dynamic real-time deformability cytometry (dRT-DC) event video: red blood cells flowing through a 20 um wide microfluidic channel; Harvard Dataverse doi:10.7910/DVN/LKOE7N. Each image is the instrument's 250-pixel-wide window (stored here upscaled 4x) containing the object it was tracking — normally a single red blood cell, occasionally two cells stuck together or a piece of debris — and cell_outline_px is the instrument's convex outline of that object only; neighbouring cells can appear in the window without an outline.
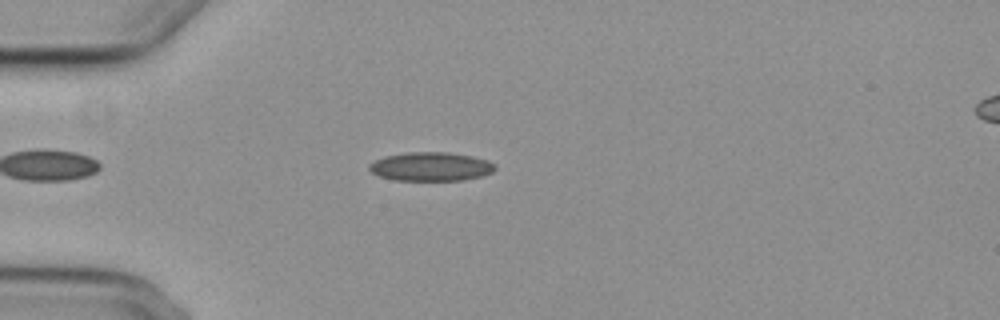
{"species": "common noctule bat (a hibernating species)", "species_latin": "Nyctalus noctula", "temperature_condition": "cold", "stored_images_in_passage": 48, "camera_frame_rate_fps": 3000, "um_per_image_px": 0.085, "animal": {"sex": "female", "body_mass_g": 29.2, "forearm_length_mm": 56.3}, "frame": {"image": 1, "passage_image": 8, "time_ms": 2.333, "image_size_px": [1000, 320], "cell_outline_px": [[496, 168], [492, 172], [480, 176], [464, 180], [392, 180], [380, 176], [372, 172], [368, 168], [368, 164], [384, 156], [408, 152], [448, 152], [472, 156], [488, 160], [496, 164]], "centroid_in_image_um": [36.63, 14.15], "position_along_channel_um": 48.4, "area_um2": 21.15}}
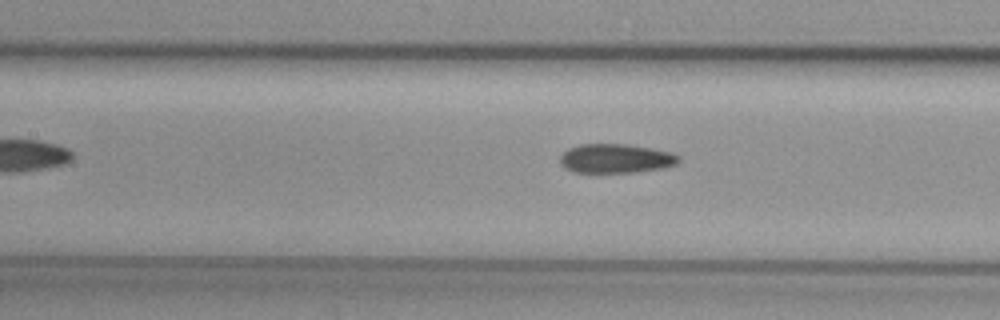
{"frame": {"image": 2, "passage_image": 18, "time_ms": 5.667, "image_size_px": [1000, 320], "cell_outline_px": [[680, 160], [676, 164], [664, 168], [636, 172], [576, 172], [564, 168], [560, 164], [560, 156], [568, 148], [580, 144], [628, 144], [652, 148], [672, 152], [680, 156]], "centroid_in_image_um": [52.36, 13.46], "position_along_channel_um": 155.0, "area_um2": 20.29}}
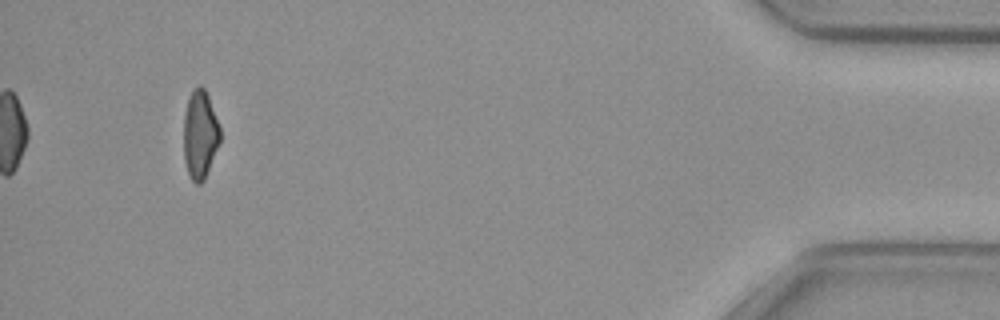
{"frame": {"image": 3, "passage_image": 45, "time_ms": 14.667, "image_size_px": [1000, 320], "cell_outline_px": [[220, 140], [204, 180], [200, 184], [196, 184], [192, 180], [188, 172], [184, 160], [184, 112], [188, 96], [200, 84], [204, 88], [208, 96], [220, 128]], "centroid_in_image_um": [16.98, 11.43], "position_along_channel_um": 418.2, "area_um2": 18.55}, "authors_computed_cell_mechanics": {"area_um2": 20.5768, "velocity_mm_per_s": 3.7192, "shape_relaxation_time_tau1_ms": null, "shape_relaxation_time_tau2_ms": 2.7691, "deformation_change_tau1": null, "deformation_change_tau2": 0.0918}}